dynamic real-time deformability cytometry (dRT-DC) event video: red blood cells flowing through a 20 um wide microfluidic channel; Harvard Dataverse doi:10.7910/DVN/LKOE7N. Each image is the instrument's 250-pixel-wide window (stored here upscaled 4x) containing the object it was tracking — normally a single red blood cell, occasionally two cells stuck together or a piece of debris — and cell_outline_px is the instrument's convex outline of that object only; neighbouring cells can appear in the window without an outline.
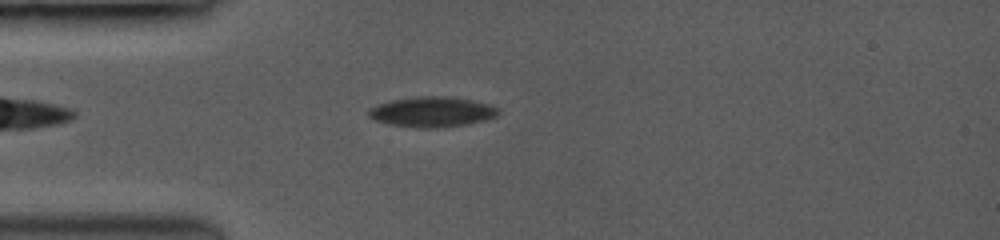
{"species": "common noctule bat (a hibernating species)", "species_latin": "Nyctalus noctula", "temperature_condition": "room temperature", "stored_images_in_passage": 45, "camera_frame_rate_fps": 3500, "um_per_image_px": 0.085, "animal": {"sex": "female", "body_mass_g": 19.0, "forearm_length_mm": 53.3}, "frame": {"image": 1, "passage_image": 5, "time_ms": 1.143, "image_size_px": [1000, 240], "cell_outline_px": [[500, 112], [496, 116], [488, 120], [468, 124], [436, 128], [416, 128], [388, 124], [376, 120], [368, 116], [368, 112], [372, 108], [380, 104], [392, 100], [420, 96], [436, 96], [468, 100], [488, 104], [496, 108]], "centroid_in_image_um": [36.73, 9.53], "position_along_channel_um": 48.3, "area_um2": 22.48}}
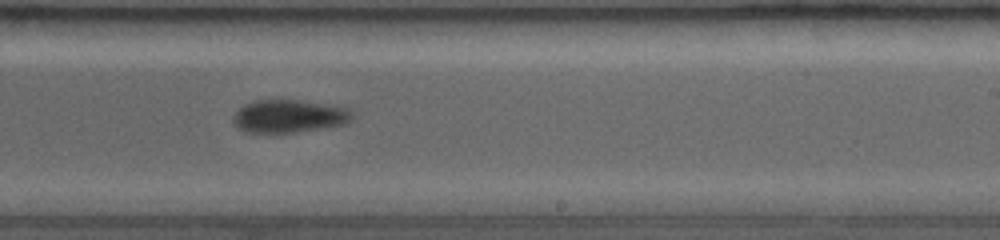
{"frame": {"image": 2, "passage_image": 25, "time_ms": 6.857, "image_size_px": [1000, 240], "cell_outline_px": [[352, 116], [344, 124], [292, 132], [244, 132], [236, 128], [232, 120], [236, 112], [240, 108], [256, 100], [296, 100], [344, 108]], "centroid_in_image_um": [24.45, 9.89], "position_along_channel_um": 264.6, "area_um2": 21.91}}
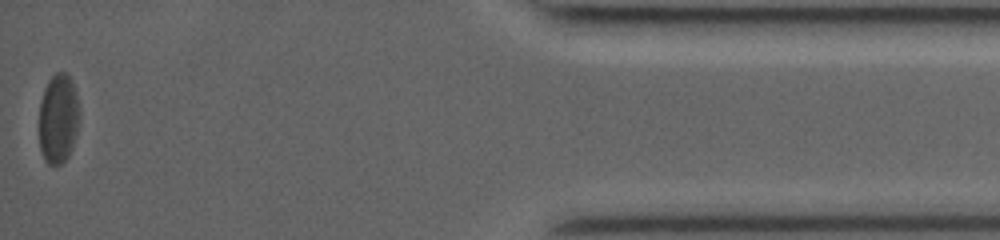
{"frame": {"image": 3, "passage_image": 45, "time_ms": 12.571, "image_size_px": [1000, 240], "cell_outline_px": [[80, 116], [76, 136], [72, 148], [68, 156], [60, 164], [48, 164], [44, 160], [40, 148], [40, 100], [44, 88], [48, 80], [56, 72], [68, 72], [72, 80], [76, 92], [80, 108]], "centroid_in_image_um": [4.98, 10.04], "position_along_channel_um": 430.2, "area_um2": 21.39}, "authors_computed_cell_mechanics": {"area_um2": 21.964, "velocity_mm_per_s": 3.9986, "shape_relaxation_time_tau1_ms": null, "shape_relaxation_time_tau2_ms": 1.2148, "deformation_change_tau1": null, "deformation_change_tau2": 0.0519}}